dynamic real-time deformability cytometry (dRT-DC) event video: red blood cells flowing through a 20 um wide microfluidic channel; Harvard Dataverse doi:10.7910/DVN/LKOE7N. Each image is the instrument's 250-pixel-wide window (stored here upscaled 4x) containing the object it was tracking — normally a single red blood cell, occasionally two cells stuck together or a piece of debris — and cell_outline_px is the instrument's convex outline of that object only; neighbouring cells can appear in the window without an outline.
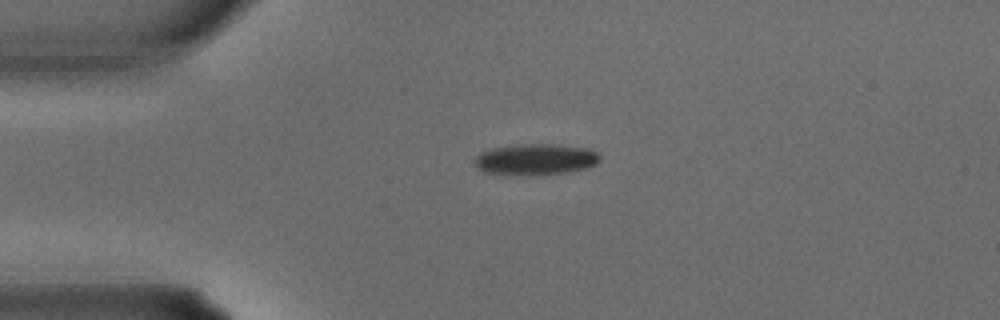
{"species": "common noctule bat (a hibernating species)", "species_latin": "Nyctalus noctula", "temperature_condition": "warm", "stored_images_in_passage": 24, "camera_frame_rate_fps": 3000, "um_per_image_px": 0.085, "animal": {"sex": "male", "body_mass_g": 15.6}, "frame": {"image": 1, "passage_image": 1, "time_ms": 0.0, "image_size_px": [1000, 320], "cell_outline_px": [[600, 160], [596, 164], [584, 168], [568, 172], [532, 176], [520, 176], [484, 172], [472, 164], [472, 160], [480, 152], [492, 148], [520, 144], [552, 144], [592, 148], [600, 156]], "centroid_in_image_um": [45.49, 13.56], "position_along_channel_um": 39.5, "area_um2": 23.24}}
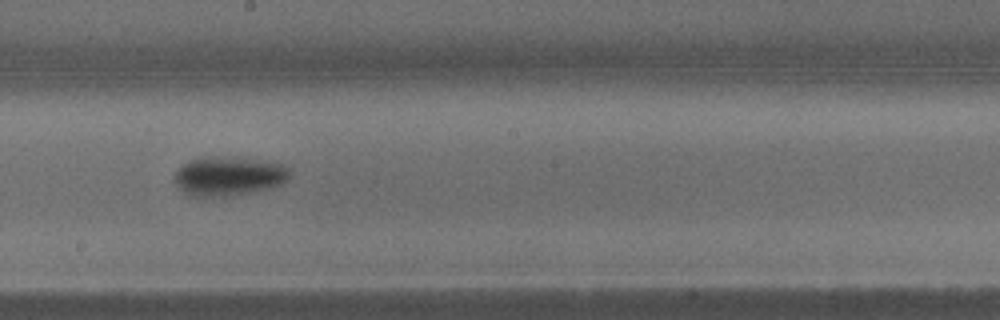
{"frame": {"image": 2, "passage_image": 12, "time_ms": 3.667, "image_size_px": [1000, 320], "cell_outline_px": [[292, 176], [284, 184], [272, 188], [232, 196], [188, 196], [176, 184], [176, 172], [184, 164], [192, 160], [244, 160], [284, 164], [292, 168]], "centroid_in_image_um": [19.56, 15.05], "position_along_channel_um": 228.6, "area_um2": 25.2}}
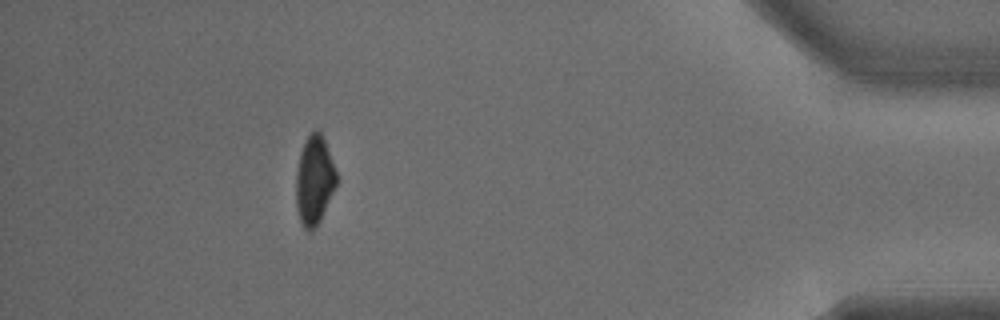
{"frame": {"image": 3, "passage_image": 24, "time_ms": 7.667, "image_size_px": [1000, 320], "cell_outline_px": [[340, 180], [316, 228], [312, 232], [308, 232], [304, 228], [300, 220], [296, 208], [296, 172], [300, 152], [304, 140], [316, 128], [320, 132], [324, 140], [336, 168]], "centroid_in_image_um": [26.74, 15.35], "position_along_channel_um": 408.5, "area_um2": 21.44}}